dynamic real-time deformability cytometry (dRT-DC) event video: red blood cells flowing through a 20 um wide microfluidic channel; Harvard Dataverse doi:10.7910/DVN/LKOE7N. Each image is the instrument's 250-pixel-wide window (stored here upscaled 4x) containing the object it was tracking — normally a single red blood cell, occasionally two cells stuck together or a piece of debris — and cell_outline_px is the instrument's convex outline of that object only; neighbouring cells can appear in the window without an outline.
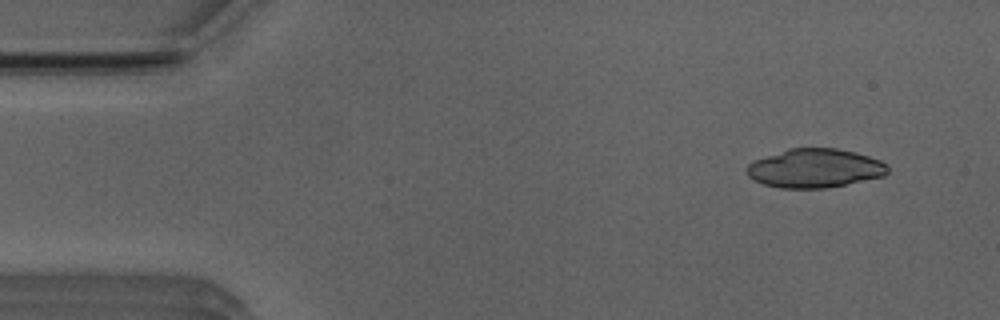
{"species": "Egyptian fruit bat (a non-hibernating species)", "species_latin": "Rousettus aegyptiacus", "temperature_condition": "room temperature", "stored_images_in_passage": 48, "camera_frame_rate_fps": 3000, "um_per_image_px": 0.085, "animal": {"sex": "male"}, "frame": {"image": 1, "passage_image": 2, "time_ms": 0.333, "image_size_px": [1000, 320], "cell_outline_px": [[888, 172], [884, 176], [824, 188], [780, 188], [764, 184], [748, 176], [744, 168], [752, 160], [788, 148], [836, 148], [868, 156], [880, 160], [888, 168]], "centroid_in_image_um": [69.2, 14.29], "position_along_channel_um": 15.8, "area_um2": 31.79}}